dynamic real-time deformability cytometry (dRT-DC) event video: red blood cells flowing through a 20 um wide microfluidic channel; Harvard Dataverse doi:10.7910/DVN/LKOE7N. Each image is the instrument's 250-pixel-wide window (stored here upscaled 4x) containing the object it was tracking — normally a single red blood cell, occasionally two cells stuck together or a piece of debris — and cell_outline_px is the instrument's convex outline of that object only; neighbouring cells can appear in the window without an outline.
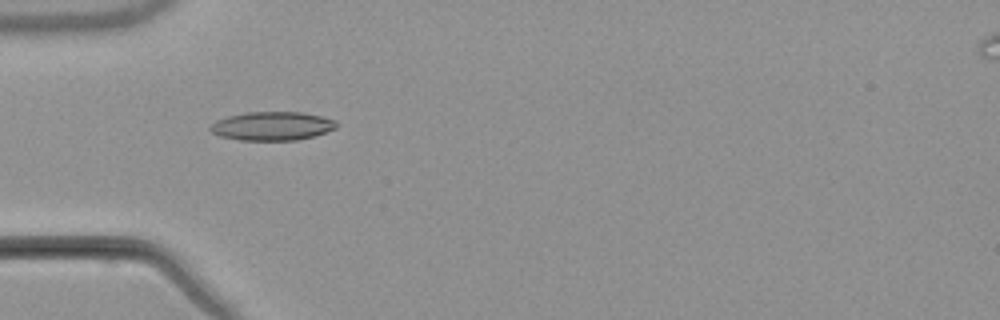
{"species": "common noctule bat (a hibernating species)", "species_latin": "Nyctalus noctula", "temperature_condition": "warm", "stored_images_in_passage": 6, "camera_frame_rate_fps": 3000, "um_per_image_px": 0.085, "animal": {"sex": "male", "body_mass_g": 21.5, "forearm_length_mm": 52.0}, "frame": {"image": 1, "passage_image": 3, "time_ms": 3.333, "image_size_px": [1000, 320], "cell_outline_px": [[336, 128], [312, 136], [296, 140], [240, 140], [220, 136], [212, 132], [208, 128], [216, 120], [228, 116], [244, 112], [304, 112], [336, 120]], "centroid_in_image_um": [23.1, 10.7], "position_along_channel_um": 61.9, "area_um2": 20.98}}
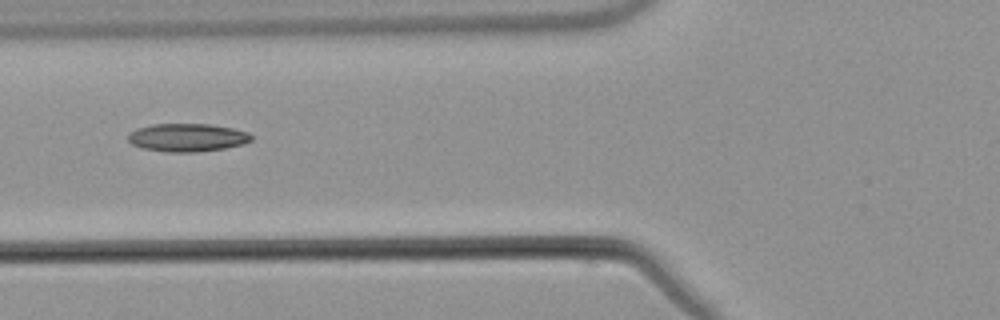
{"frame": {"image": 2, "passage_image": 4, "time_ms": 4.667, "image_size_px": [1000, 320], "cell_outline_px": [[252, 140], [244, 144], [224, 148], [196, 152], [164, 152], [144, 148], [132, 144], [128, 140], [128, 136], [136, 128], [152, 124], [208, 124], [232, 128], [248, 132], [252, 136]], "centroid_in_image_um": [15.93, 11.69], "position_along_channel_um": 109.9, "area_um2": 20.11}}
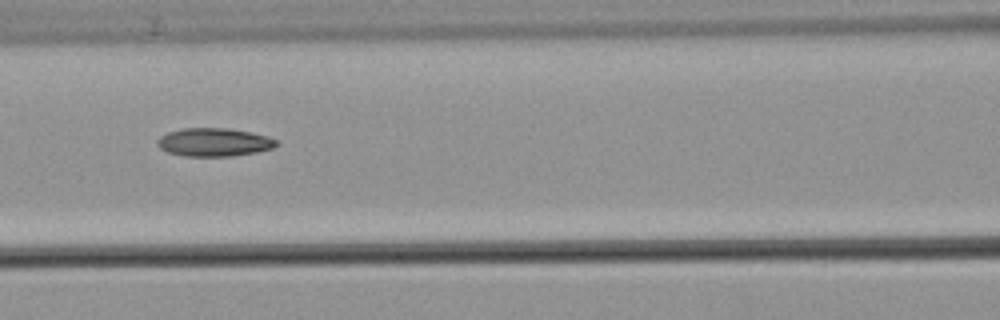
{"frame": {"image": 3, "passage_image": 5, "time_ms": 5.667, "image_size_px": [1000, 320], "cell_outline_px": [[276, 144], [272, 148], [256, 152], [232, 156], [184, 156], [168, 152], [160, 148], [156, 144], [156, 140], [160, 136], [168, 132], [184, 128], [228, 128], [252, 132], [268, 136], [276, 140]], "centroid_in_image_um": [18.16, 12.08], "position_along_channel_um": 148.4, "area_um2": 19.59}}